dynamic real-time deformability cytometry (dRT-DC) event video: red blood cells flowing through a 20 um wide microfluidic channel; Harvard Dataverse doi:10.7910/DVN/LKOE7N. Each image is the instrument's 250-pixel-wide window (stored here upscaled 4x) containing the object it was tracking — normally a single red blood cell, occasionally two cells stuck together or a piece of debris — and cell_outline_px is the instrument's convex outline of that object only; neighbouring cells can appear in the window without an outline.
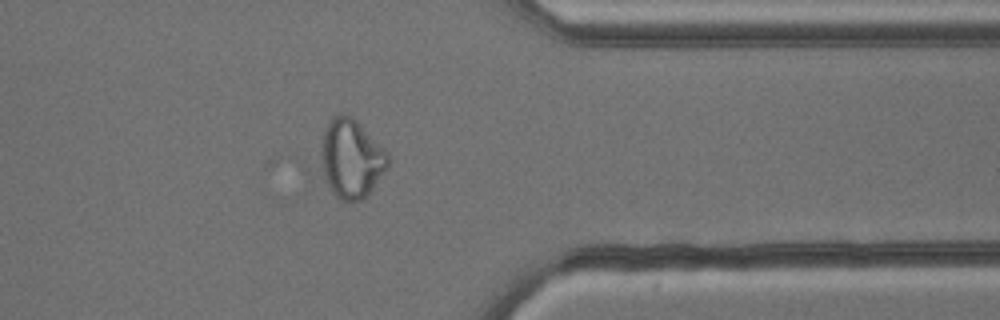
{"species": "common noctule bat (a hibernating species)", "species_latin": "Nyctalus noctula", "temperature_condition": "cold", "stored_images_in_passage": 13, "camera_frame_rate_fps": 3000, "um_per_image_px": 0.085, "animal": {"sex": "male", "body_mass_g": 13.3}, "frame": {"image": 1, "passage_image": 11, "time_ms": 12.667, "image_size_px": [1000, 320], "cell_outline_px": [[388, 164], [372, 188], [360, 200], [340, 200], [332, 192], [312, 164], [324, 128], [328, 120], [336, 112], [344, 112], [356, 120], [388, 152]], "centroid_in_image_um": [29.67, 13.43], "position_along_channel_um": 381.7, "area_um2": 32.19}}